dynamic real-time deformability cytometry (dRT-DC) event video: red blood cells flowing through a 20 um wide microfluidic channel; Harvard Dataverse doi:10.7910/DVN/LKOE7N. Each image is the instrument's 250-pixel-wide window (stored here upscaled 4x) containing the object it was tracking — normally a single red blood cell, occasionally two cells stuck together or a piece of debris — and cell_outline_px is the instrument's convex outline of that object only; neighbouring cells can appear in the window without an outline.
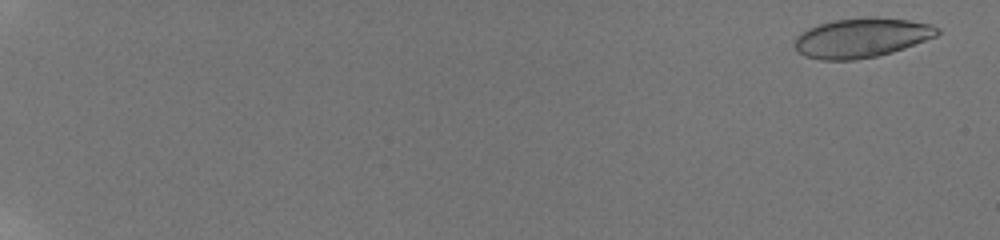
{"species": "human", "species_latin": "Homo sapiens", "temperature_condition": "room temperature", "stored_images_in_passage": 72, "camera_frame_rate_fps": 3000, "um_per_image_px": 0.085, "donor": {"sex": "male"}, "frame": {"image": 1, "passage_image": 2, "time_ms": 0.667, "image_size_px": [1000, 240], "cell_outline_px": [[940, 32], [936, 36], [904, 48], [892, 52], [876, 56], [852, 60], [820, 60], [804, 56], [796, 48], [796, 36], [808, 28], [820, 24], [836, 20], [868, 16], [908, 20], [932, 24], [940, 28]], "centroid_in_image_um": [73.25, 3.21], "position_along_channel_um": 11.7, "area_um2": 32.66}}
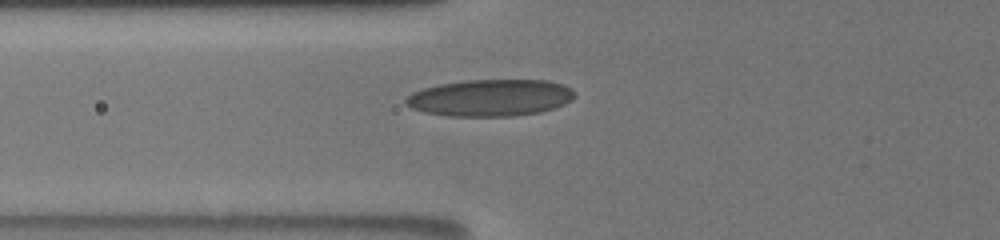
{"frame": {"image": 2, "passage_image": 39, "time_ms": 8.667, "image_size_px": [1000, 240], "cell_outline_px": [[576, 96], [572, 100], [564, 104], [540, 112], [512, 116], [448, 116], [424, 112], [412, 108], [404, 104], [404, 100], [412, 92], [424, 88], [440, 84], [464, 80], [548, 80], [564, 84], [572, 88], [576, 92]], "centroid_in_image_um": [41.7, 8.3], "position_along_channel_um": 84.1, "area_um2": 36.47}}
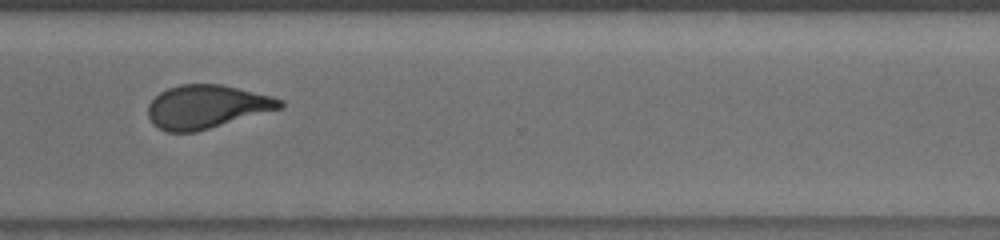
{"frame": {"image": 3, "passage_image": 62, "time_ms": 15.667, "image_size_px": [1000, 240], "cell_outline_px": [[284, 108], [196, 132], [168, 132], [152, 124], [148, 116], [148, 104], [160, 92], [168, 88], [180, 84], [220, 84], [272, 96], [284, 100]], "centroid_in_image_um": [17.59, 9.08], "position_along_channel_um": 353.0, "area_um2": 33.52}, "authors_computed_cell_mechanics": {"area_um2": 33.235, "velocity_mm_per_s": 3.8582, "shape_relaxation_time_tau1_ms": null, "shape_relaxation_time_tau2_ms": 1.2686, "deformation_change_tau1": null, "deformation_change_tau2": 0.0852}}